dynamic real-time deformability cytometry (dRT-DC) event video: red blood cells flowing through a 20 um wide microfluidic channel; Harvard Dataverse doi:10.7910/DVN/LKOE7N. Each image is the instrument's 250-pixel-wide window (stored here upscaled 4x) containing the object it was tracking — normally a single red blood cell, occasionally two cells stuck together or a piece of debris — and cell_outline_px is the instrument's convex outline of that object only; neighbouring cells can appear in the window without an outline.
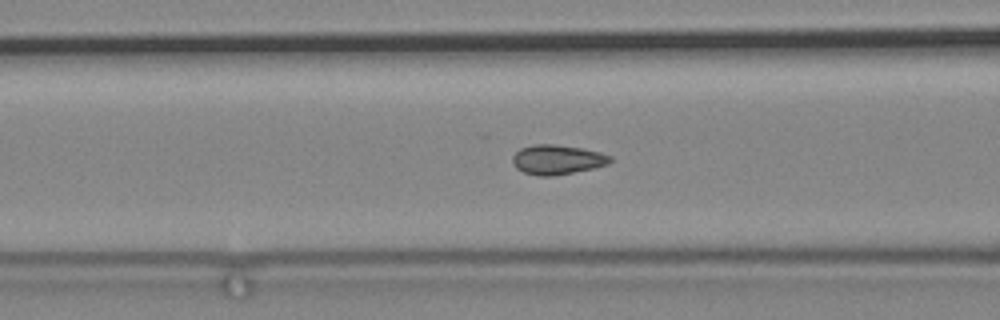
{"species": "common noctule bat (a hibernating species)", "species_latin": "Nyctalus noctula", "temperature_condition": "cold", "stored_images_in_passage": 74, "camera_frame_rate_fps": 3000, "um_per_image_px": 0.085, "animal": {"sex": "male", "body_mass_g": 19.2, "forearm_length_mm": 51.8}, "frame": {"image": 1, "passage_image": 42, "time_ms": 13.667, "image_size_px": [1000, 320], "cell_outline_px": [[612, 160], [608, 164], [592, 168], [552, 176], [540, 176], [524, 172], [516, 168], [512, 164], [512, 156], [520, 148], [536, 144], [552, 144], [580, 148], [600, 152], [612, 156]], "centroid_in_image_um": [47.34, 13.56], "position_along_channel_um": 119.3, "area_um2": 16.7}}
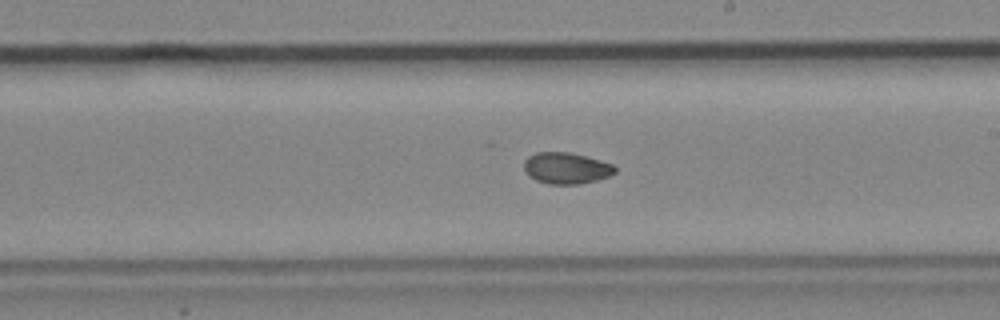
{"frame": {"image": 2, "passage_image": 54, "time_ms": 17.667, "image_size_px": [1000, 320], "cell_outline_px": [[616, 172], [608, 176], [596, 180], [580, 184], [548, 184], [536, 180], [524, 168], [524, 160], [528, 156], [536, 152], [572, 152], [612, 164], [616, 168]], "centroid_in_image_um": [48.14, 14.28], "position_along_channel_um": 240.9, "area_um2": 16.47}}
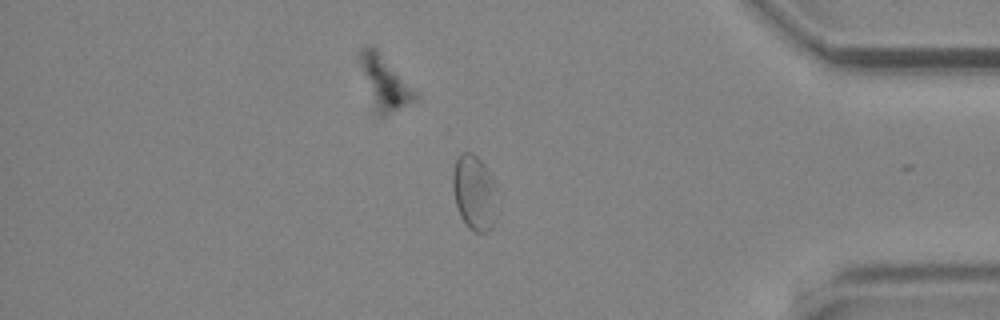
{"frame": {"image": 3, "passage_image": 72, "time_ms": 23.667, "image_size_px": [1000, 320], "cell_outline_px": [[496, 220], [492, 228], [484, 232], [476, 232], [468, 228], [460, 216], [456, 204], [452, 184], [452, 172], [456, 160], [460, 152], [472, 152], [484, 164], [492, 180], [496, 216]], "centroid_in_image_um": [40.27, 16.38], "position_along_channel_um": 394.9, "area_um2": 19.13}}